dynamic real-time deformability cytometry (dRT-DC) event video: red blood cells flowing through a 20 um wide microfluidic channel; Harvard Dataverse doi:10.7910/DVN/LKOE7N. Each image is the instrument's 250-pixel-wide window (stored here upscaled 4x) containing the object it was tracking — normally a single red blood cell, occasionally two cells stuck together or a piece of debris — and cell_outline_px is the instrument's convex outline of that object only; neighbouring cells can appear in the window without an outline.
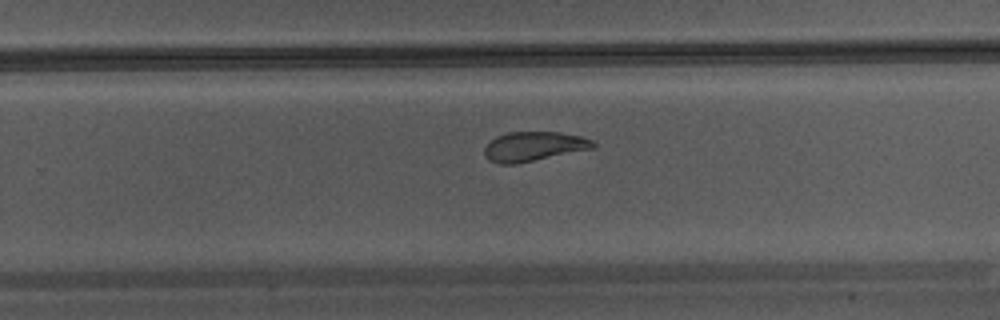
{"species": "Egyptian fruit bat (a non-hibernating species)", "species_latin": "Rousettus aegyptiacus", "temperature_condition": "warm", "stored_images_in_passage": 26, "camera_frame_rate_fps": 3000, "um_per_image_px": 0.085, "animal": {"sex": "male"}, "frame": {"image": 1, "passage_image": 19, "time_ms": 6.0, "image_size_px": [1000, 320], "cell_outline_px": [[596, 148], [516, 164], [500, 164], [488, 160], [484, 156], [484, 148], [496, 136], [508, 132], [560, 132], [580, 136], [592, 140], [596, 144]], "centroid_in_image_um": [45.37, 12.45], "position_along_channel_um": 284.4, "area_um2": 18.79}}